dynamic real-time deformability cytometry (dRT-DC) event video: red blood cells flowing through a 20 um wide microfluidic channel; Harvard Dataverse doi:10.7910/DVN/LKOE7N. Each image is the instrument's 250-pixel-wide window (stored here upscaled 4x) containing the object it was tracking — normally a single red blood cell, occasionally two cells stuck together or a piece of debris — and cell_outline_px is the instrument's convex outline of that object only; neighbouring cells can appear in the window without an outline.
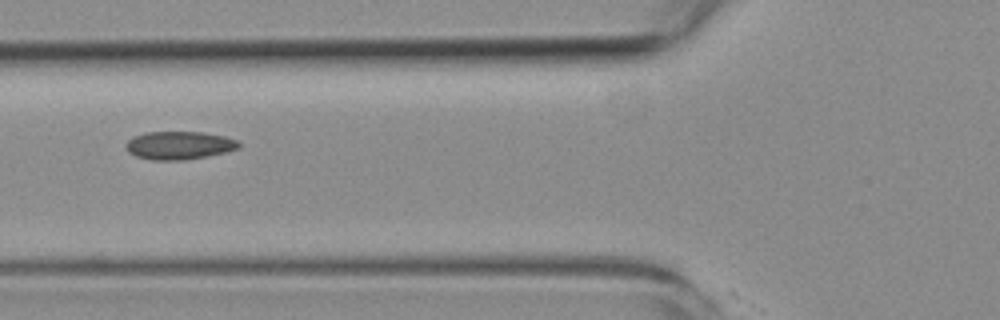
{"species": "common noctule bat (a hibernating species)", "species_latin": "Nyctalus noctula", "temperature_condition": "room temperature", "stored_images_in_passage": 9, "camera_frame_rate_fps": 3000, "um_per_image_px": 0.085, "animal": {"sex": "female", "body_mass_g": 19.3, "forearm_length_mm": 54.1}, "frame": {"image": 1, "passage_image": 6, "time_ms": 6.667, "image_size_px": [1000, 320], "cell_outline_px": [[240, 148], [208, 156], [184, 160], [152, 160], [136, 156], [128, 152], [124, 144], [132, 136], [144, 132], [204, 132], [224, 136], [236, 140], [240, 144]], "centroid_in_image_um": [15.19, 12.35], "position_along_channel_um": 110.6, "area_um2": 18.61}}
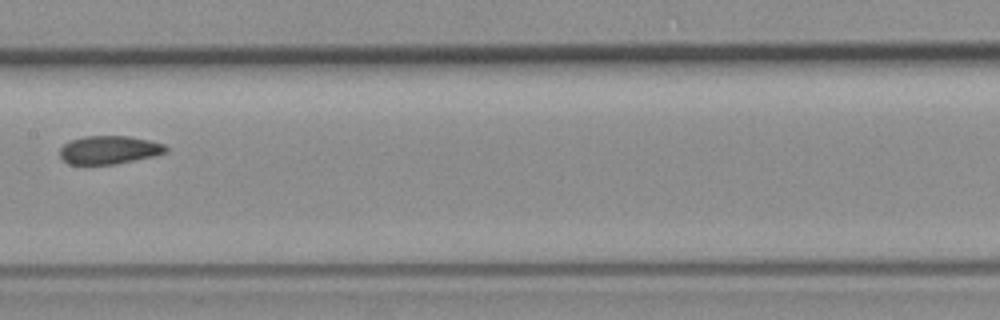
{"frame": {"image": 2, "passage_image": 8, "time_ms": 9.0, "image_size_px": [1000, 320], "cell_outline_px": [[168, 152], [152, 156], [116, 164], [68, 164], [60, 156], [60, 148], [64, 144], [72, 140], [84, 136], [128, 136], [148, 140], [164, 144], [168, 148]], "centroid_in_image_um": [9.28, 12.74], "position_along_channel_um": 198.1, "area_um2": 17.34}}
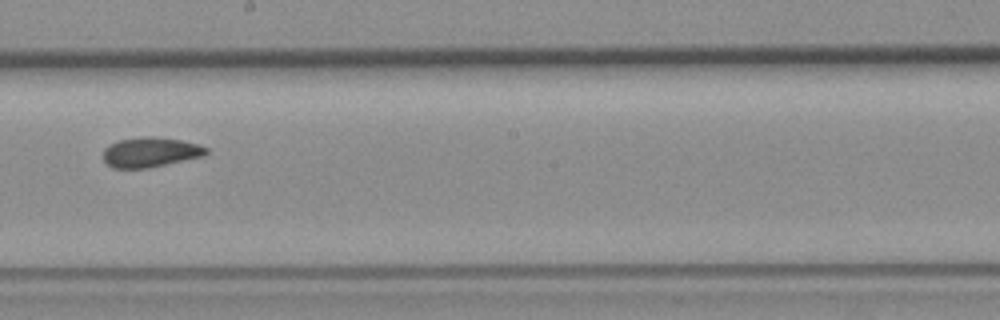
{"frame": {"image": 3, "passage_image": 9, "time_ms": 10.0, "image_size_px": [1000, 320], "cell_outline_px": [[208, 152], [204, 156], [148, 168], [112, 168], [104, 160], [104, 148], [108, 144], [120, 140], [144, 136], [152, 136], [180, 140], [200, 144], [208, 148]], "centroid_in_image_um": [12.8, 12.93], "position_along_channel_um": 235.4, "area_um2": 17.98}}